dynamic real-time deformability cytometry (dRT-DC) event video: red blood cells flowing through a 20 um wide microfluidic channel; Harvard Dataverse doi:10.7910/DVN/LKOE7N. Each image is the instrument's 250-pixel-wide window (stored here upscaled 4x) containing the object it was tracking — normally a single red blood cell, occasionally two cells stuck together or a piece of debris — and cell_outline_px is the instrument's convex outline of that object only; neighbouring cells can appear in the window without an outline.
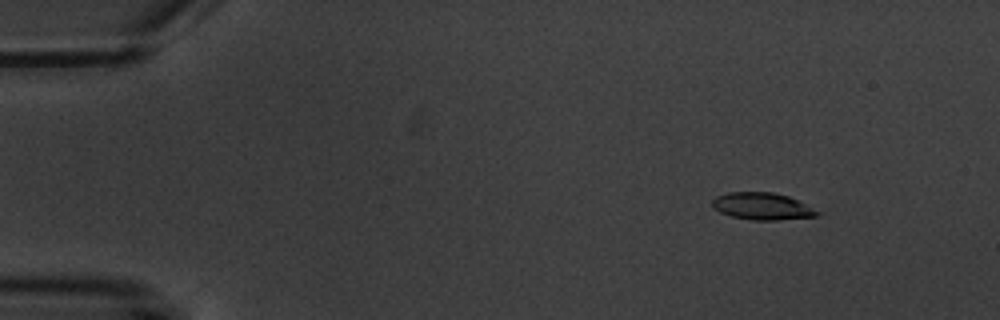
{"species": "common noctule bat (a hibernating species)", "species_latin": "Nyctalus noctula", "temperature_condition": "warm", "stored_images_in_passage": 4, "camera_frame_rate_fps": 3000, "um_per_image_px": 0.085, "animal": {"sex": "male", "body_mass_g": 20.1, "forearm_length_mm": 53.5}, "frame": {"image": 1, "passage_image": 1, "time_ms": 0.0, "image_size_px": [1000, 320], "cell_outline_px": [[824, 212], [820, 216], [776, 220], [752, 220], [732, 216], [720, 212], [712, 208], [712, 200], [716, 196], [728, 192], [772, 192], [788, 196]], "centroid_in_image_um": [64.83, 17.53], "position_along_channel_um": 20.2, "area_um2": 16.76}}
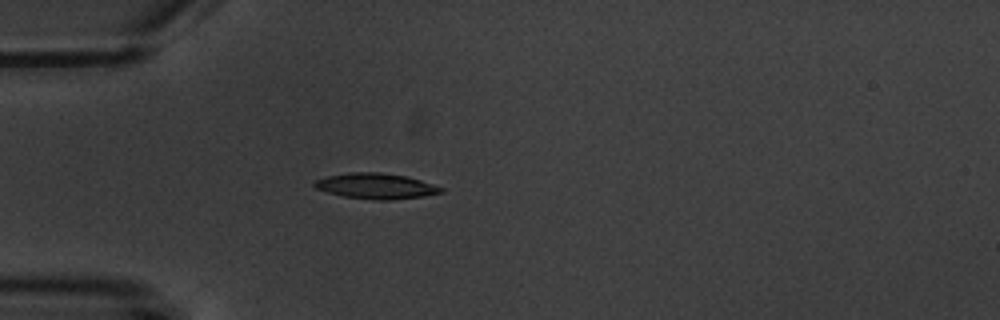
{"frame": {"image": 2, "passage_image": 3, "time_ms": 3.333, "image_size_px": [1000, 320], "cell_outline_px": [[444, 192], [424, 196], [392, 200], [372, 200], [344, 196], [328, 192], [316, 188], [312, 184], [312, 180], [328, 176], [348, 172], [380, 172], [404, 176], [420, 180], [444, 188]], "centroid_in_image_um": [31.93, 15.81], "position_along_channel_um": 53.1, "area_um2": 18.9}}